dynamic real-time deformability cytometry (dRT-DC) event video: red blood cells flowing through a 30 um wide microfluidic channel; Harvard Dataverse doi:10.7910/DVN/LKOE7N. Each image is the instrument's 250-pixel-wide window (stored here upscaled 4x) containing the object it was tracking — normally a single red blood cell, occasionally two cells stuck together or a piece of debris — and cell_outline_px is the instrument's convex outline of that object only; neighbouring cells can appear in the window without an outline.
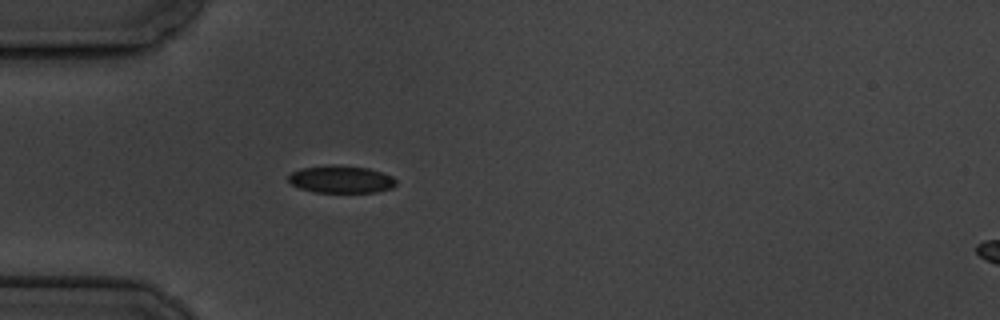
{"species": "common noctule bat (a hibernating species)", "species_latin": "Nyctalus noctula", "temperature_condition": "cold", "stored_images_in_passage": 4, "camera_frame_rate_fps": 3000, "um_per_image_px": 0.085, "animal": {"sex": "male", "body_mass_g": 19.5, "forearm_length_mm": 54.6}, "frame": {"image": 1, "passage_image": 4, "time_ms": 4.333, "image_size_px": [1000, 320], "cell_outline_px": [[396, 184], [392, 188], [376, 192], [316, 192], [300, 188], [292, 184], [288, 180], [288, 176], [292, 172], [300, 168], [332, 164], [336, 164], [368, 168], [392, 176], [396, 180]], "centroid_in_image_um": [28.98, 15.23], "position_along_channel_um": 56.0, "area_um2": 17.22}}